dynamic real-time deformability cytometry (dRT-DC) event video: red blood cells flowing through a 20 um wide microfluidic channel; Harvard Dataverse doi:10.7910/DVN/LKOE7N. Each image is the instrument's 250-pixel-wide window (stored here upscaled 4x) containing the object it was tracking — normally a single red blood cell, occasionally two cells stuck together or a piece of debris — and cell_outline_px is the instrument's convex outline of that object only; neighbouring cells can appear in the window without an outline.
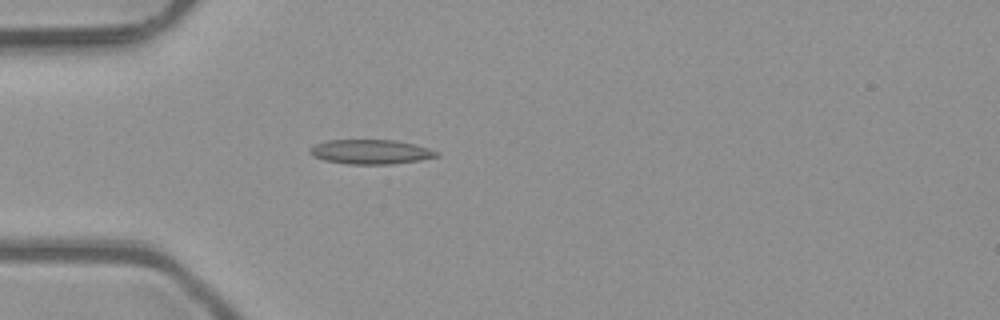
{"species": "common noctule bat (a hibernating species)", "species_latin": "Nyctalus noctula", "temperature_condition": "room temperature", "stored_images_in_passage": 2, "camera_frame_rate_fps": 3000, "um_per_image_px": 0.085, "animal": {"sex": "male", "body_mass_g": 23.1, "forearm_length_mm": 52.7}, "frame": {"image": 1, "passage_image": 2, "time_ms": 0.333, "image_size_px": [1000, 320], "cell_outline_px": [[440, 156], [420, 160], [392, 164], [348, 164], [324, 160], [312, 156], [308, 152], [316, 144], [328, 140], [396, 140], [428, 148], [440, 152]], "centroid_in_image_um": [31.53, 12.91], "position_along_channel_um": 53.5, "area_um2": 18.03}}